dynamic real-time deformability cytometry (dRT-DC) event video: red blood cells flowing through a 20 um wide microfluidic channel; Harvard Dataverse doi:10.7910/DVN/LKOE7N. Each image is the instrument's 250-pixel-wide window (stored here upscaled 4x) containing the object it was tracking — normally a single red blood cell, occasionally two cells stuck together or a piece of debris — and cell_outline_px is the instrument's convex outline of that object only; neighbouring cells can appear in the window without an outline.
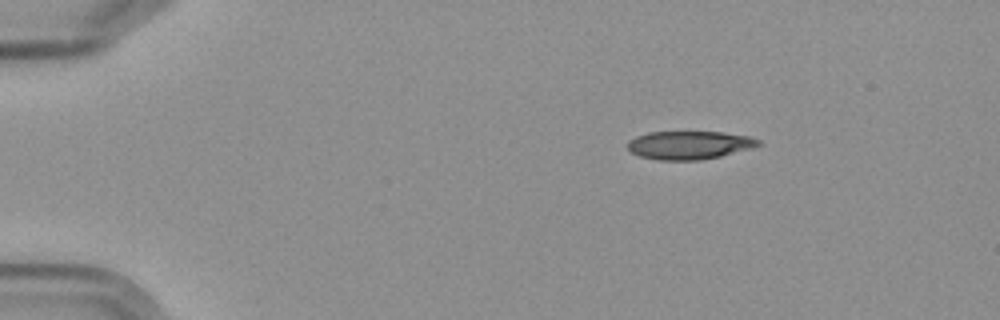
{"species": "Egyptian fruit bat (a non-hibernating species)", "species_latin": "Rousettus aegyptiacus", "temperature_condition": "cold", "stored_images_in_passage": 13, "camera_frame_rate_fps": 3000, "um_per_image_px": 0.085, "frame": {"image": 1, "passage_image": 1, "time_ms": 0.0, "image_size_px": [1000, 320], "cell_outline_px": [[760, 144], [748, 148], [720, 156], [700, 160], [660, 160], [640, 156], [632, 152], [628, 148], [628, 140], [636, 136], [648, 132], [724, 132], [752, 136], [760, 140]], "centroid_in_image_um": [58.57, 12.32], "position_along_channel_um": 26.4, "area_um2": 21.39}}
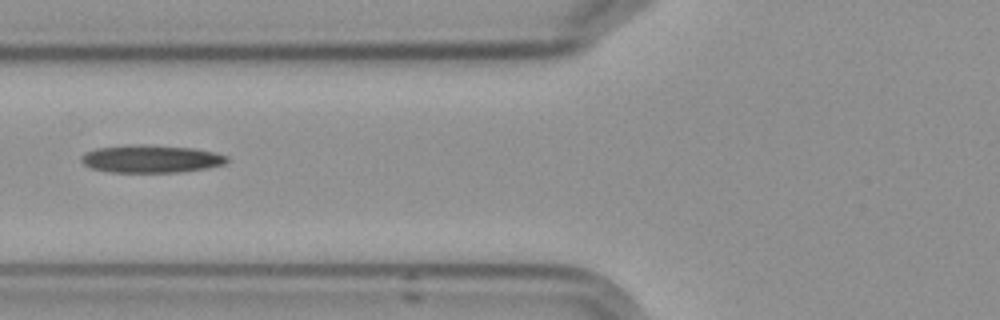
{"frame": {"image": 2, "passage_image": 4, "time_ms": 4.667, "image_size_px": [1000, 320], "cell_outline_px": [[228, 160], [224, 164], [204, 168], [176, 172], [108, 172], [92, 168], [84, 164], [80, 160], [80, 156], [84, 152], [96, 148], [132, 144], [152, 144], [196, 148], [228, 156]], "centroid_in_image_um": [12.79, 13.48], "position_along_channel_um": 113.0, "area_um2": 23.7}}
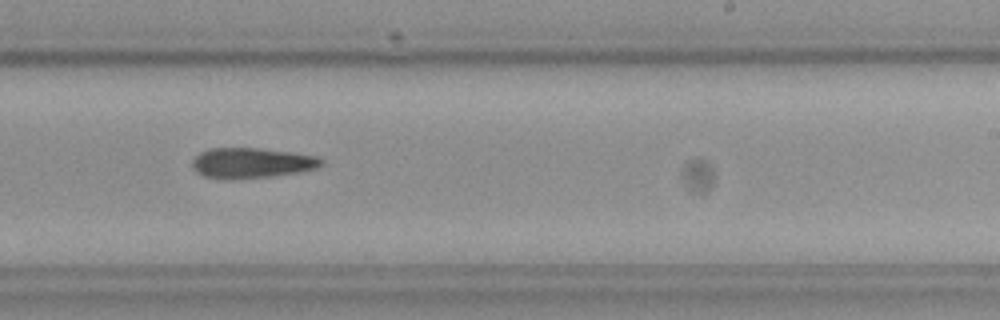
{"frame": {"image": 3, "passage_image": 8, "time_ms": 9.0, "image_size_px": [1000, 320], "cell_outline_px": [[324, 164], [316, 168], [296, 172], [272, 176], [204, 176], [196, 172], [192, 168], [192, 160], [200, 152], [208, 148], [260, 148], [292, 152], [320, 156], [324, 160]], "centroid_in_image_um": [21.45, 13.79], "position_along_channel_um": 267.6, "area_um2": 22.08}}